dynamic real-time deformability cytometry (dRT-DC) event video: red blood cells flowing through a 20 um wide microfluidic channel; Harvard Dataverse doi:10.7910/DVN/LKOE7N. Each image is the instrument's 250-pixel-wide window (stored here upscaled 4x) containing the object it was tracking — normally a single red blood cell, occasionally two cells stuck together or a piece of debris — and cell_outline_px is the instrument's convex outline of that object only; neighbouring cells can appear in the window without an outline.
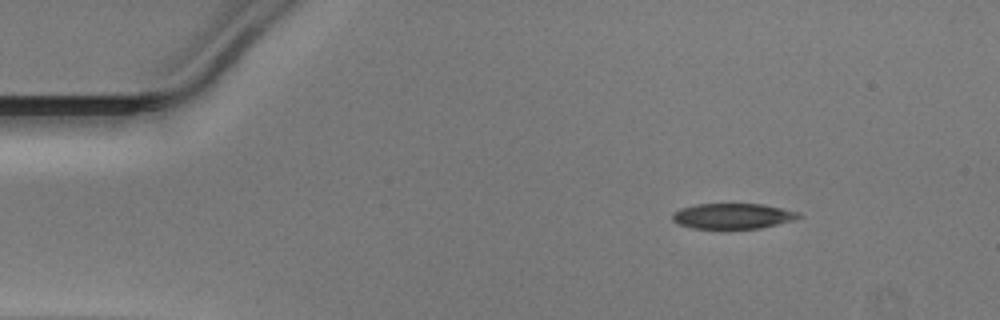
{"species": "Egyptian fruit bat (a non-hibernating species)", "species_latin": "Rousettus aegyptiacus", "temperature_condition": "warm", "stored_images_in_passage": 44, "camera_frame_rate_fps": 3000, "um_per_image_px": 0.085, "animal": {"sex": "male"}, "frame": {"image": 1, "passage_image": 1, "time_ms": 0.0, "image_size_px": [1000, 320], "cell_outline_px": [[804, 216], [792, 220], [760, 228], [692, 228], [680, 224], [672, 220], [672, 212], [680, 208], [696, 204], [764, 204], [800, 212]], "centroid_in_image_um": [62.28, 18.35], "position_along_channel_um": 22.7, "area_um2": 18.67}}
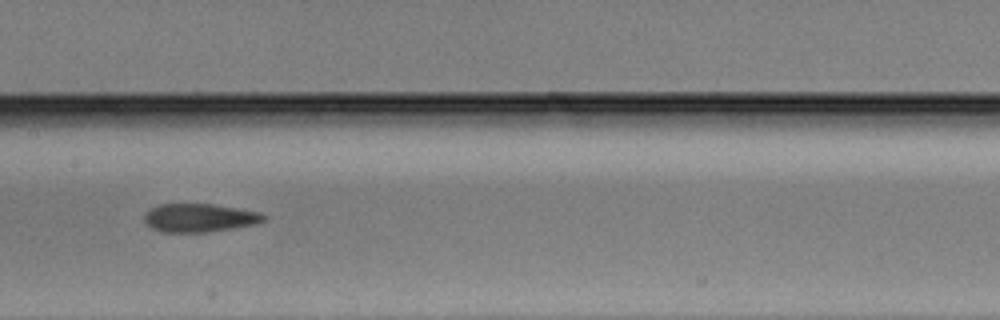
{"frame": {"image": 2, "passage_image": 19, "time_ms": 6.0, "image_size_px": [1000, 320], "cell_outline_px": [[268, 216], [264, 220], [256, 224], [208, 232], [160, 232], [144, 224], [144, 216], [152, 208], [160, 204], [212, 204], [260, 212]], "centroid_in_image_um": [16.95, 18.52], "position_along_channel_um": 190.5, "area_um2": 19.71}}
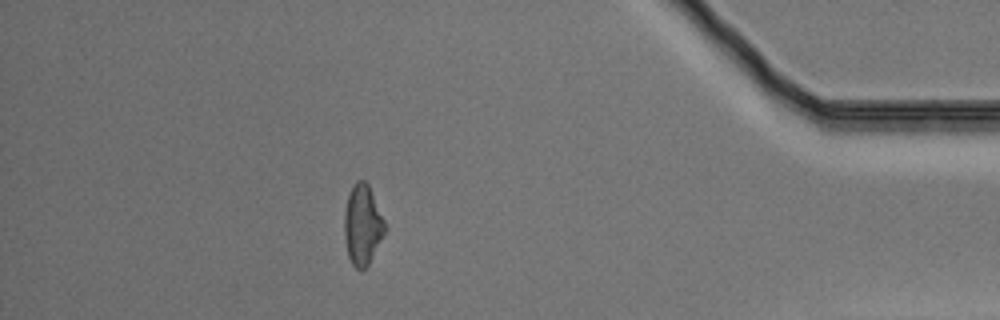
{"frame": {"image": 3, "passage_image": 38, "time_ms": 12.333, "image_size_px": [1000, 320], "cell_outline_px": [[384, 232], [368, 264], [360, 272], [352, 264], [348, 256], [344, 236], [344, 212], [348, 196], [356, 180], [364, 180], [368, 184], [384, 220]], "centroid_in_image_um": [30.78, 19.12], "position_along_channel_um": 404.4, "area_um2": 18.5}}